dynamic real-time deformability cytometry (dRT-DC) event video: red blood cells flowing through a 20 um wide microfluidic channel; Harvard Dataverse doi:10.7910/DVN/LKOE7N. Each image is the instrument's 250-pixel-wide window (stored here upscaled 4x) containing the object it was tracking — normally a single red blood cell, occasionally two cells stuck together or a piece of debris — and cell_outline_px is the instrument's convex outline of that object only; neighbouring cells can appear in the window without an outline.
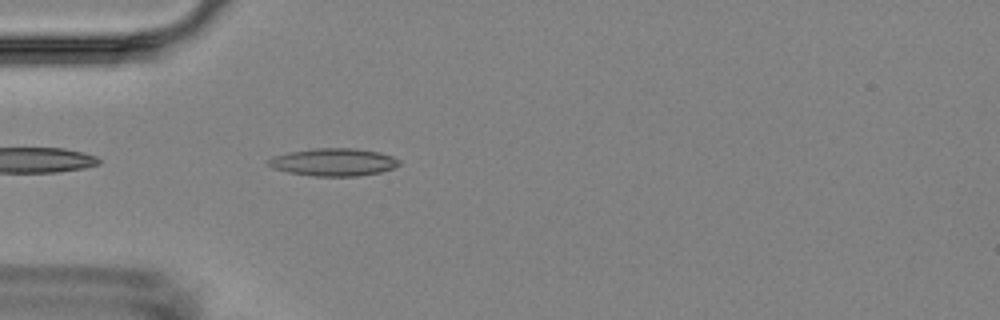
{"species": "Egyptian fruit bat (a non-hibernating species)", "species_latin": "Rousettus aegyptiacus", "temperature_condition": "room temperature", "stored_images_in_passage": 2, "camera_frame_rate_fps": 3000, "um_per_image_px": 0.085, "animal": {"sex": "female"}, "frame": {"image": 1, "passage_image": 2, "time_ms": 1.0, "image_size_px": [1000, 320], "cell_outline_px": [[400, 164], [392, 168], [380, 172], [356, 176], [312, 176], [288, 172], [272, 168], [264, 160], [272, 156], [288, 152], [316, 148], [356, 148], [380, 152], [392, 156], [400, 160]], "centroid_in_image_um": [28.31, 13.77], "position_along_channel_um": 56.7, "area_um2": 21.21}}